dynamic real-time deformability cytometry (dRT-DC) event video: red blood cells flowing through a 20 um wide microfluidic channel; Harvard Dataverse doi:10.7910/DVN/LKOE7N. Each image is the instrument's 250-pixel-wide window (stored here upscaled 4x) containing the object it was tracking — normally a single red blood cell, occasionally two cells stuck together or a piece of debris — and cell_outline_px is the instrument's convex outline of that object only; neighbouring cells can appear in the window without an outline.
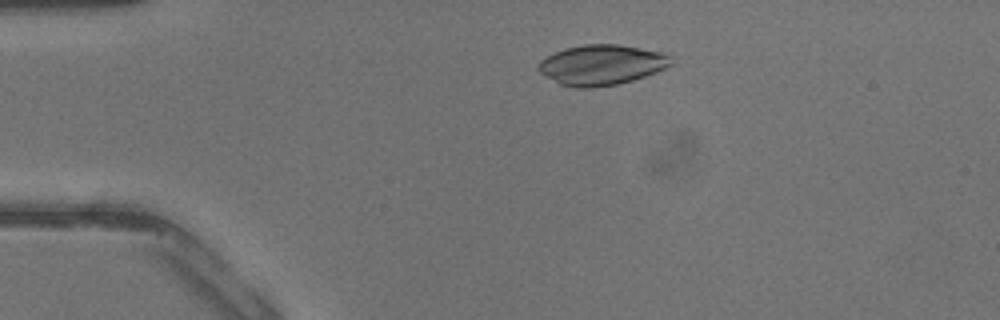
{"species": "common noctule bat (a hibernating species)", "species_latin": "Nyctalus noctula", "temperature_condition": "warm", "stored_images_in_passage": 41, "camera_frame_rate_fps": 3000, "um_per_image_px": 0.085, "animal": {"sex": "male", "body_mass_g": 13.3}, "frame": {"image": 1, "passage_image": 9, "time_ms": 2.667, "image_size_px": [1000, 320], "cell_outline_px": [[672, 64], [656, 72], [632, 80], [616, 84], [592, 88], [576, 88], [560, 84], [544, 76], [536, 68], [540, 60], [564, 48], [584, 44], [620, 44], [660, 52], [672, 56]], "centroid_in_image_um": [51.11, 5.51], "position_along_channel_um": 33.9, "area_um2": 31.1}}
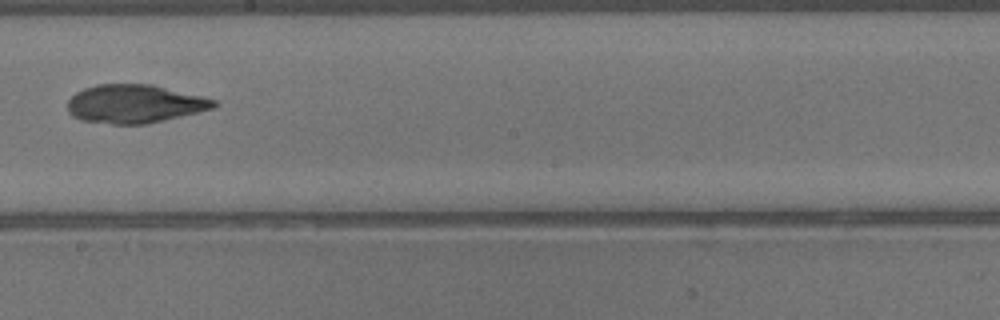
{"frame": {"image": 2, "passage_image": 24, "time_ms": 7.667, "image_size_px": [1000, 320], "cell_outline_px": [[220, 104], [212, 108], [148, 124], [112, 124], [80, 120], [72, 116], [68, 112], [68, 100], [76, 92], [84, 88], [96, 84], [152, 84], [204, 96], [216, 100]], "centroid_in_image_um": [11.44, 8.82], "position_along_channel_um": 236.8, "area_um2": 32.89}}
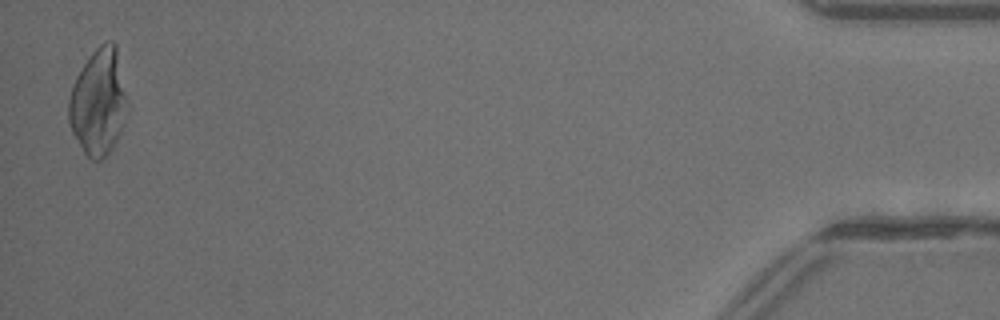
{"frame": {"image": 3, "passage_image": 41, "time_ms": 13.333, "image_size_px": [1000, 320], "cell_outline_px": [[128, 108], [120, 132], [112, 148], [100, 160], [92, 160], [84, 152], [72, 132], [68, 124], [68, 100], [72, 84], [76, 76], [92, 52], [104, 40], [112, 40], [116, 44], [128, 100]], "centroid_in_image_um": [8.37, 8.64], "position_along_channel_um": 426.8, "area_um2": 36.53}}